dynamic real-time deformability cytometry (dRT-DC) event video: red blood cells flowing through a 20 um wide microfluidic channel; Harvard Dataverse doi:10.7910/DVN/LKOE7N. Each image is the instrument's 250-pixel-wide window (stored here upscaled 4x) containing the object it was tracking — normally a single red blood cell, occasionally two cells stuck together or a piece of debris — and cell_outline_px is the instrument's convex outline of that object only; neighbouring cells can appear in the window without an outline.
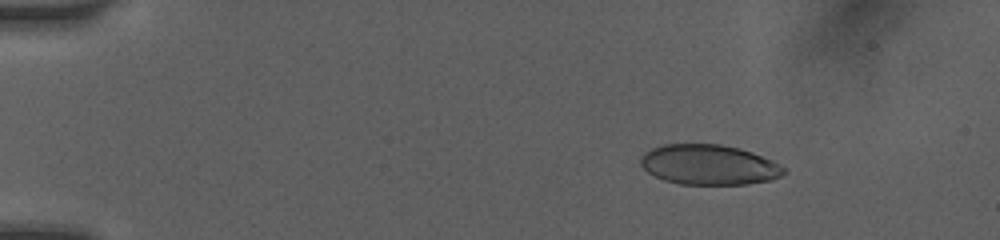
{"species": "human", "species_latin": "Homo sapiens", "temperature_condition": "room temperature", "stored_images_in_passage": 42, "camera_frame_rate_fps": 3000, "um_per_image_px": 0.085, "donor": {"sex": "female"}, "frame": {"image": 1, "passage_image": 19, "time_ms": 2.333, "image_size_px": [1000, 240], "cell_outline_px": [[788, 172], [772, 180], [748, 184], [680, 184], [664, 180], [648, 172], [640, 164], [640, 156], [644, 152], [660, 144], [720, 144], [740, 148], [752, 152], [772, 160], [788, 168]], "centroid_in_image_um": [60.29, 14.0], "position_along_channel_um": 24.7, "area_um2": 33.81}}
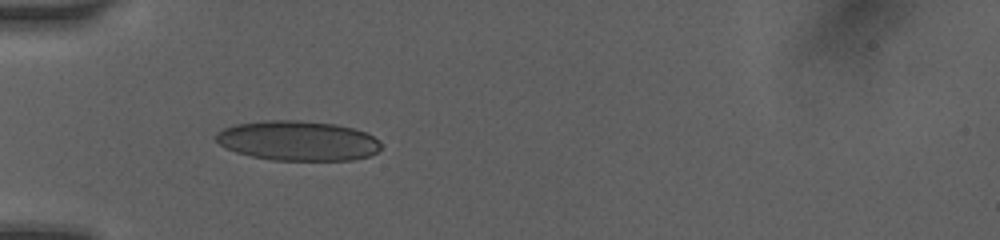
{"frame": {"image": 2, "passage_image": 41, "time_ms": 5.333, "image_size_px": [1000, 240], "cell_outline_px": [[380, 148], [376, 152], [368, 156], [352, 160], [272, 160], [252, 156], [236, 152], [220, 144], [216, 140], [216, 132], [224, 128], [236, 124], [268, 120], [292, 120], [336, 124], [368, 132], [380, 140]], "centroid_in_image_um": [25.34, 11.96], "position_along_channel_um": 59.7, "area_um2": 38.21}}